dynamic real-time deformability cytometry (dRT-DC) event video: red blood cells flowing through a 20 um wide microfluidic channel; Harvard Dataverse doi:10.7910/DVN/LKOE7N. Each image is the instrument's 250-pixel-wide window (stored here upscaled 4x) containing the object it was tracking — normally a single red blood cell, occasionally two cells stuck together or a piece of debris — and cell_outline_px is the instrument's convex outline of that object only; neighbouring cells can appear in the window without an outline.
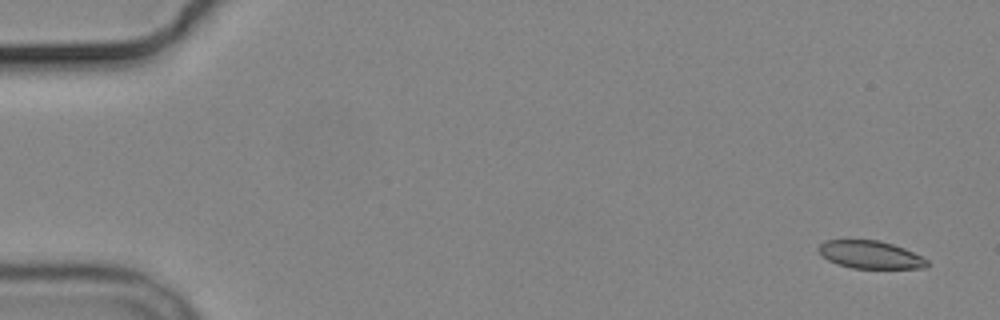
{"species": "common noctule bat (a hibernating species)", "species_latin": "Nyctalus noctula", "temperature_condition": "cold", "stored_images_in_passage": 5, "camera_frame_rate_fps": 3000, "um_per_image_px": 0.085, "animal": {"sex": "male", "body_mass_g": 19.2, "forearm_length_mm": 51.8}, "frame": {"image": 1, "passage_image": 1, "time_ms": 0.0, "image_size_px": [1000, 320], "cell_outline_px": [[928, 264], [924, 268], [852, 268], [828, 260], [820, 256], [820, 244], [824, 240], [880, 240], [904, 248], [928, 260]], "centroid_in_image_um": [73.97, 21.64], "position_along_channel_um": 11.0, "area_um2": 17.34}}
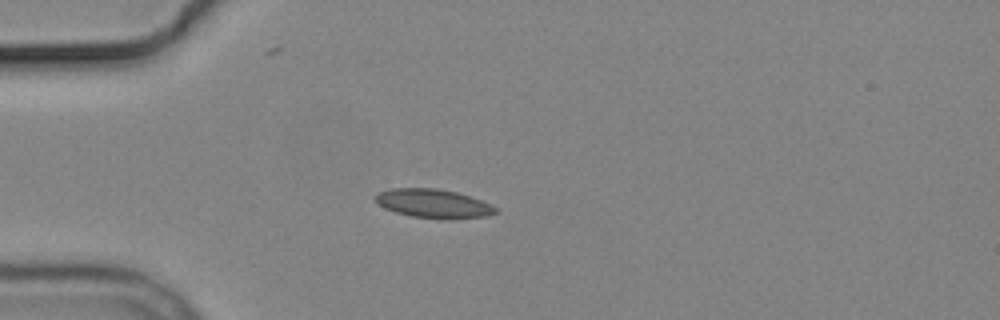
{"frame": {"image": 2, "passage_image": 5, "time_ms": 4.333, "image_size_px": [1000, 320], "cell_outline_px": [[496, 212], [484, 216], [452, 220], [444, 220], [412, 216], [396, 212], [384, 208], [372, 196], [380, 192], [392, 188], [436, 188], [456, 192], [492, 204], [496, 208]], "centroid_in_image_um": [36.83, 17.31], "position_along_channel_um": 48.2, "area_um2": 20.17}}